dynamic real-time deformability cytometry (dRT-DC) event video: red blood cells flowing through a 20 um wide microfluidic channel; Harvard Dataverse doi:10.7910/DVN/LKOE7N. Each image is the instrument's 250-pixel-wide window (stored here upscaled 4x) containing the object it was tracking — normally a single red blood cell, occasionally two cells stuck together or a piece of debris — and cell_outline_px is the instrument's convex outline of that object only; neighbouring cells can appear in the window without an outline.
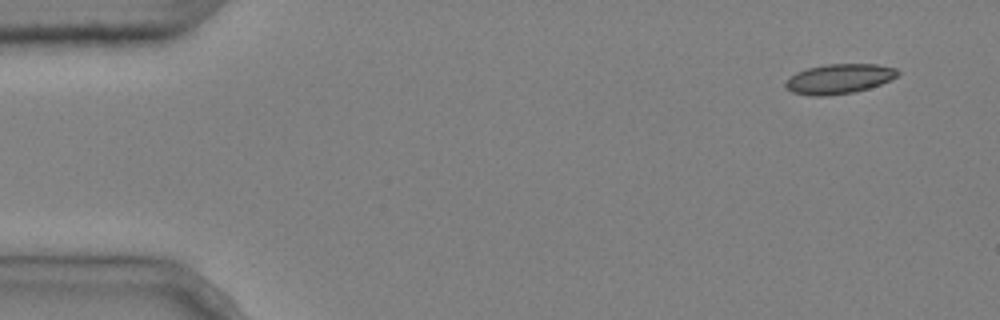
{"species": "common noctule bat (a hibernating species)", "species_latin": "Nyctalus noctula", "temperature_condition": "cold", "stored_images_in_passage": 4, "camera_frame_rate_fps": 3000, "um_per_image_px": 0.085, "animal": {"sex": "male", "body_mass_g": 20.4}, "frame": {"image": 1, "passage_image": 1, "time_ms": 0.0, "image_size_px": [1000, 320], "cell_outline_px": [[900, 72], [896, 76], [880, 84], [868, 88], [852, 92], [824, 96], [812, 96], [792, 92], [784, 84], [796, 72], [808, 68], [828, 64], [876, 64], [896, 68]], "centroid_in_image_um": [71.32, 6.69], "position_along_channel_um": 13.7, "area_um2": 19.13}}
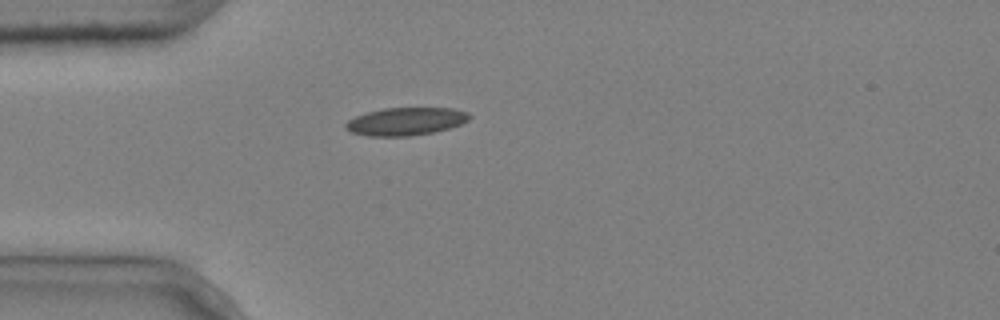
{"frame": {"image": 2, "passage_image": 4, "time_ms": 1.0, "image_size_px": [1000, 320], "cell_outline_px": [[472, 116], [468, 120], [460, 124], [448, 128], [432, 132], [412, 136], [368, 136], [352, 132], [344, 128], [344, 124], [348, 120], [356, 116], [368, 112], [384, 108], [452, 108], [468, 112]], "centroid_in_image_um": [34.48, 10.32], "position_along_channel_um": 50.5, "area_um2": 20.0}}